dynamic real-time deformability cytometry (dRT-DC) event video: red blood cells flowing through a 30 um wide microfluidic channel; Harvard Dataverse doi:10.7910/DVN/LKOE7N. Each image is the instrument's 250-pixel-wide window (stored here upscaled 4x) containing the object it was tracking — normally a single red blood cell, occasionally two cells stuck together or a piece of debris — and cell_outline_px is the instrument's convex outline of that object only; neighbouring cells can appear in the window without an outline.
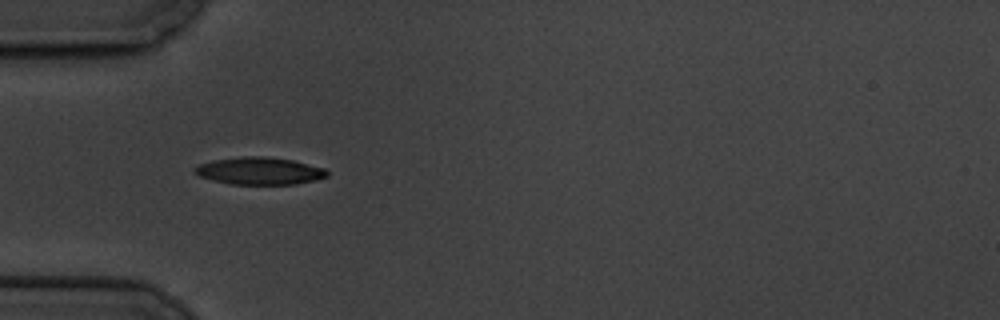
{"species": "common noctule bat (a hibernating species)", "species_latin": "Nyctalus noctula", "temperature_condition": "cold", "stored_images_in_passage": 6, "camera_frame_rate_fps": 3000, "um_per_image_px": 0.085, "animal": {"sex": "male", "body_mass_g": 19.5, "forearm_length_mm": 54.6}, "frame": {"image": 1, "passage_image": 4, "time_ms": 3.333, "image_size_px": [1000, 320], "cell_outline_px": [[328, 176], [296, 184], [232, 184], [212, 180], [200, 176], [192, 172], [192, 168], [200, 164], [212, 160], [240, 156], [264, 156], [292, 160], [324, 168], [328, 172]], "centroid_in_image_um": [22.0, 14.52], "position_along_channel_um": 63.0, "area_um2": 21.04}}
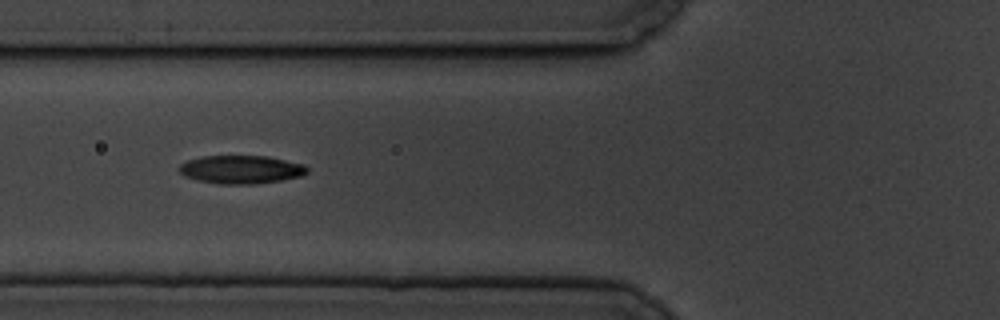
{"frame": {"image": 2, "passage_image": 5, "time_ms": 4.667, "image_size_px": [1000, 320], "cell_outline_px": [[308, 172], [300, 176], [280, 180], [256, 184], [220, 184], [196, 180], [184, 176], [176, 168], [180, 164], [188, 160], [204, 156], [268, 156], [304, 164], [308, 168]], "centroid_in_image_um": [20.47, 14.41], "position_along_channel_um": 105.3, "area_um2": 21.15}}
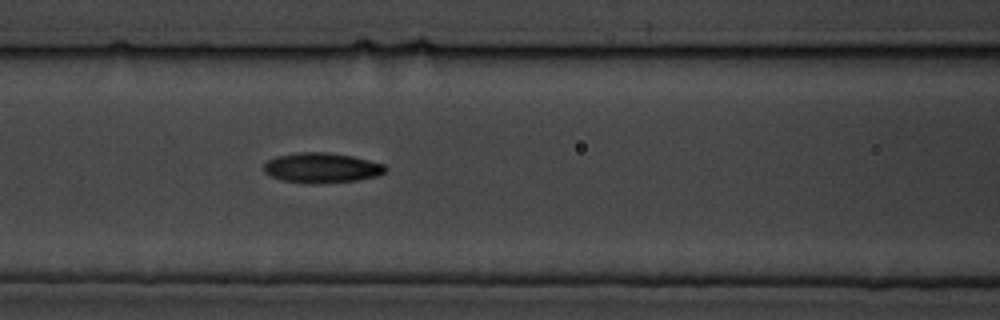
{"frame": {"image": 3, "passage_image": 6, "time_ms": 5.667, "image_size_px": [1000, 320], "cell_outline_px": [[388, 168], [384, 172], [376, 176], [360, 180], [308, 184], [284, 180], [272, 176], [264, 172], [264, 164], [268, 160], [276, 156], [300, 152], [328, 152], [352, 156], [384, 164]], "centroid_in_image_um": [27.35, 14.26], "position_along_channel_um": 139.2, "area_um2": 21.21}}